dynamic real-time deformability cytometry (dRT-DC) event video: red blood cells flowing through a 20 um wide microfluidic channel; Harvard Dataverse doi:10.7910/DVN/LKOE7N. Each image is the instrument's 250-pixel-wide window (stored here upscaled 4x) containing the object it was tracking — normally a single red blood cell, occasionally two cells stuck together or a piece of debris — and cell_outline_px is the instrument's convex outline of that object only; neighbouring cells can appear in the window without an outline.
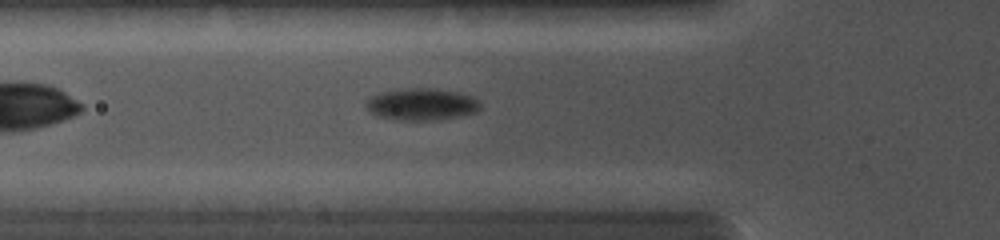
{"species": "common noctule bat (a hibernating species)", "species_latin": "Nyctalus noctula", "temperature_condition": "cold", "stored_images_in_passage": 65, "camera_frame_rate_fps": 5000, "um_per_image_px": 0.085, "animal": {"sex": "female", "body_mass_g": 19.0, "forearm_length_mm": 56.7}, "frame": {"image": 1, "passage_image": 15, "time_ms": 2.2, "image_size_px": [1000, 240], "cell_outline_px": [[480, 108], [476, 112], [460, 116], [436, 120], [396, 120], [376, 116], [368, 112], [364, 108], [364, 104], [372, 96], [380, 92], [396, 88], [436, 88], [456, 92], [472, 96], [480, 104]], "centroid_in_image_um": [35.76, 8.86], "position_along_channel_um": 90.0, "area_um2": 21.62}}
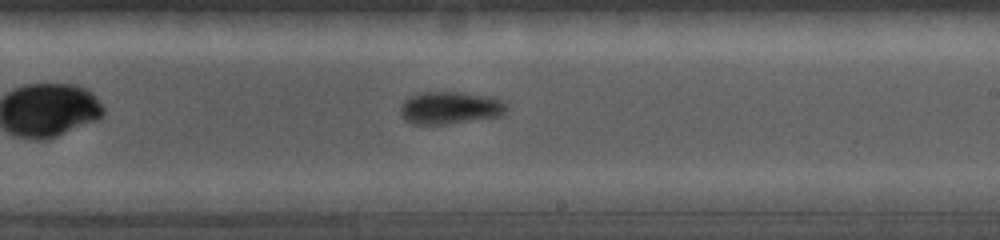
{"frame": {"image": 2, "passage_image": 35, "time_ms": 5.8, "image_size_px": [1000, 240], "cell_outline_px": [[504, 112], [500, 116], [448, 124], [412, 124], [404, 120], [400, 116], [400, 108], [404, 100], [416, 92], [464, 92], [496, 96], [504, 104]], "centroid_in_image_um": [38.2, 9.15], "position_along_channel_um": 250.8, "area_um2": 20.35}}
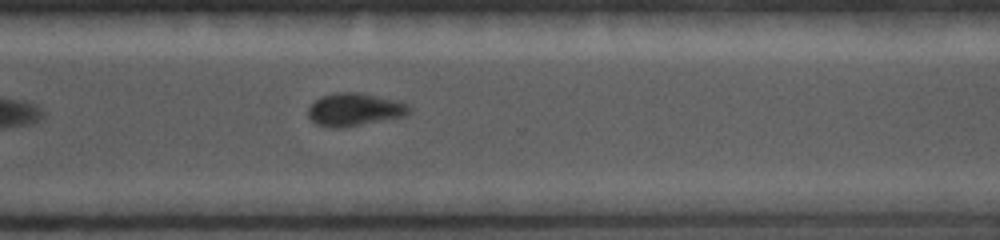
{"frame": {"image": 3, "passage_image": 48, "time_ms": 7.8, "image_size_px": [1000, 240], "cell_outline_px": [[412, 108], [404, 116], [344, 128], [332, 128], [316, 124], [308, 116], [308, 108], [320, 96], [336, 92], [360, 92], [396, 100], [408, 104]], "centroid_in_image_um": [30.12, 9.31], "position_along_channel_um": 340.5, "area_um2": 19.42}}